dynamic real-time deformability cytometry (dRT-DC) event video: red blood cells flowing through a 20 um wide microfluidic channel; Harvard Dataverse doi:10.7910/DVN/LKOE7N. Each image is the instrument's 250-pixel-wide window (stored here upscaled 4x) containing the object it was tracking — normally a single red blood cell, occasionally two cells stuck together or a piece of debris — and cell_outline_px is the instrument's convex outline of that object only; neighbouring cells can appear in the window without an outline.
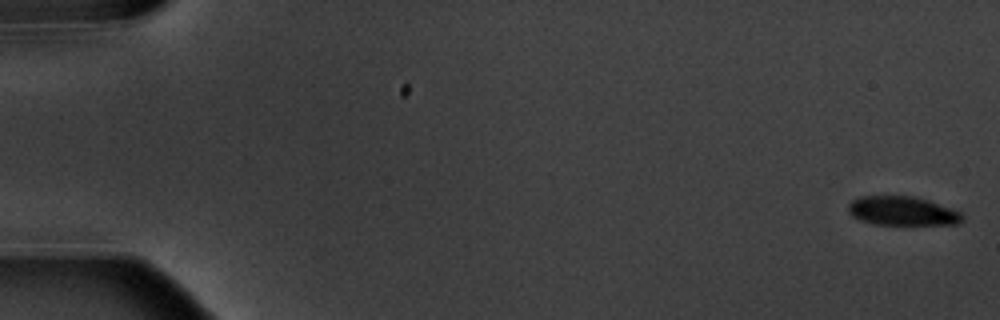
{"species": "common noctule bat (a hibernating species)", "species_latin": "Nyctalus noctula", "temperature_condition": "warm", "stored_images_in_passage": 6, "camera_frame_rate_fps": 3000, "um_per_image_px": 0.085, "animal": {"sex": "male", "body_mass_g": 20.1, "forearm_length_mm": 53.5}, "frame": {"image": 1, "passage_image": 1, "time_ms": 0.0, "image_size_px": [1000, 320], "cell_outline_px": [[964, 220], [956, 224], [876, 224], [860, 220], [852, 216], [848, 212], [848, 204], [852, 200], [860, 196], [912, 196], [928, 200], [952, 208], [960, 212], [964, 216]], "centroid_in_image_um": [76.7, 17.93], "position_along_channel_um": 8.3, "area_um2": 19.25}}
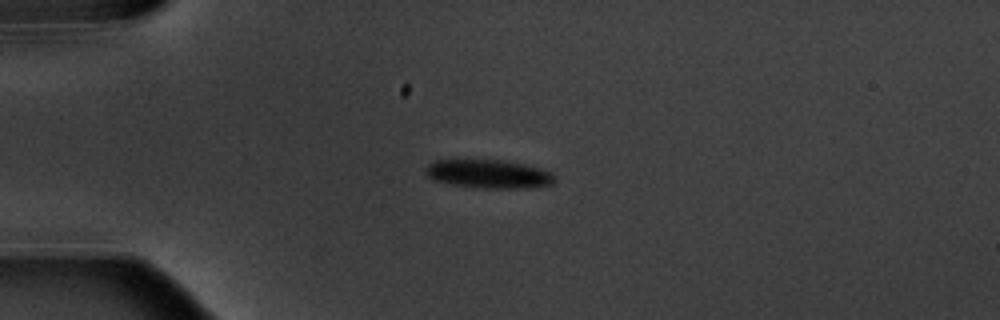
{"frame": {"image": 2, "passage_image": 5, "time_ms": 4.667, "image_size_px": [1000, 320], "cell_outline_px": [[556, 180], [552, 184], [516, 188], [488, 188], [456, 184], [436, 180], [428, 176], [424, 168], [432, 160], [504, 160], [524, 164], [540, 168], [552, 172], [556, 176]], "centroid_in_image_um": [41.56, 14.76], "position_along_channel_um": 43.4, "area_um2": 21.15}}